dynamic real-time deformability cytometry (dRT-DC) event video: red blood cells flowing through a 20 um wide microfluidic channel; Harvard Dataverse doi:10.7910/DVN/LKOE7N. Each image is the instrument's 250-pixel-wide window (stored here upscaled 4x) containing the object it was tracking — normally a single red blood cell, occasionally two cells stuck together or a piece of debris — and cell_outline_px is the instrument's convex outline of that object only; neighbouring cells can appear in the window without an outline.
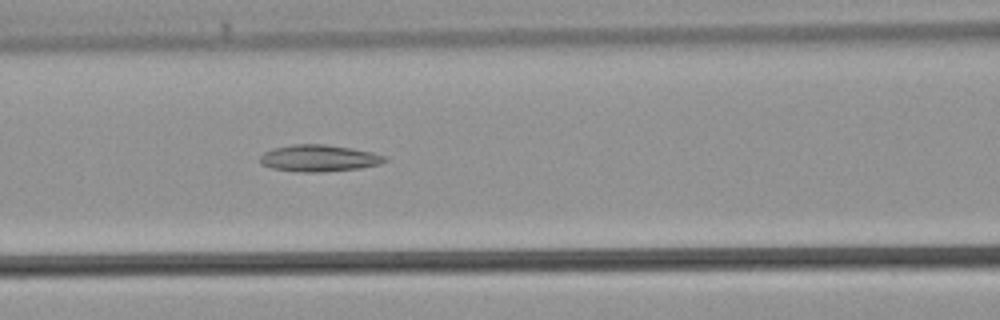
{"species": "common noctule bat (a hibernating species)", "species_latin": "Nyctalus noctula", "temperature_condition": "warm", "stored_images_in_passage": 39, "camera_frame_rate_fps": 3000, "um_per_image_px": 0.085, "animal": {"sex": "male", "body_mass_g": 21.5, "forearm_length_mm": 52.0}, "frame": {"image": 1, "passage_image": 16, "time_ms": 5.0, "image_size_px": [1000, 320], "cell_outline_px": [[388, 160], [380, 164], [360, 168], [320, 172], [300, 172], [272, 168], [260, 164], [260, 156], [264, 152], [272, 148], [292, 144], [324, 144], [352, 148], [372, 152], [384, 156]], "centroid_in_image_um": [27.09, 13.44], "position_along_channel_um": 139.5, "area_um2": 19.48}}
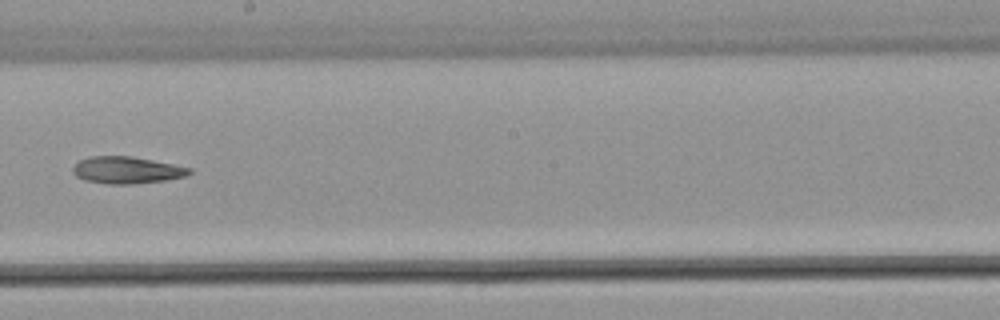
{"frame": {"image": 2, "passage_image": 22, "time_ms": 7.0, "image_size_px": [1000, 320], "cell_outline_px": [[192, 172], [188, 176], [164, 180], [132, 184], [108, 184], [84, 180], [76, 176], [72, 172], [72, 168], [80, 160], [92, 156], [132, 156], [192, 168]], "centroid_in_image_um": [10.78, 14.46], "position_along_channel_um": 237.4, "area_um2": 18.26}}
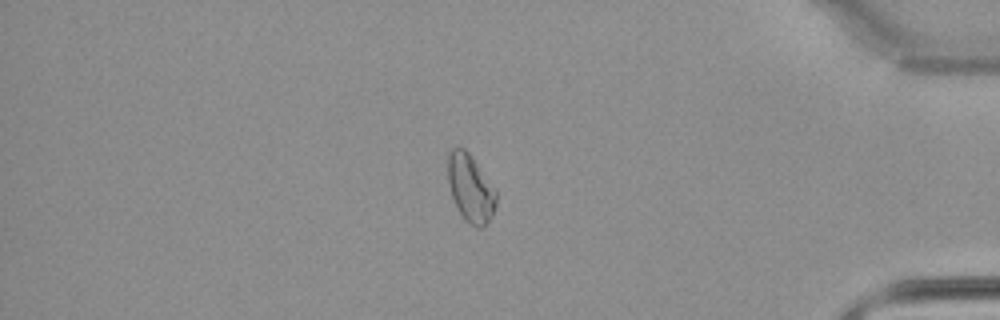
{"frame": {"image": 3, "passage_image": 34, "time_ms": 11.0, "image_size_px": [1000, 320], "cell_outline_px": [[496, 204], [492, 216], [480, 228], [476, 228], [464, 220], [452, 196], [448, 184], [448, 156], [452, 148], [464, 148], [468, 152], [496, 192]], "centroid_in_image_um": [39.97, 16.02], "position_along_channel_um": 395.2, "area_um2": 18.5}}